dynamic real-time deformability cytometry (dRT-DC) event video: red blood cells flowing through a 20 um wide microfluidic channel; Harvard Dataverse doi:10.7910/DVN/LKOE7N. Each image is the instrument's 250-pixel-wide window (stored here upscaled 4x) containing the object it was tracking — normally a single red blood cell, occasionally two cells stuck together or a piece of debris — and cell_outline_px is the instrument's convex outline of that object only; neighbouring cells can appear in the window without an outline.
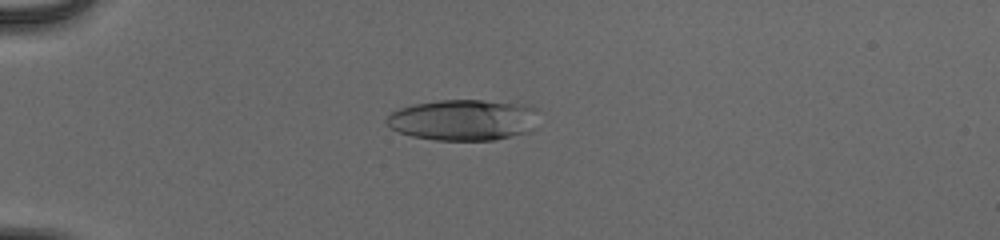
{"species": "human", "species_latin": "Homo sapiens", "temperature_condition": "cold", "stored_images_in_passage": 55, "camera_frame_rate_fps": 3000, "um_per_image_px": 0.085, "donor": {"sex": "male"}, "frame": {"image": 1, "passage_image": 17, "time_ms": 5.333, "image_size_px": [1000, 240], "cell_outline_px": [[536, 128], [532, 132], [492, 140], [436, 140], [412, 136], [400, 132], [392, 128], [384, 120], [392, 112], [400, 108], [416, 104], [440, 100], [484, 100], [528, 104], [536, 108]], "centroid_in_image_um": [39.45, 10.19], "position_along_channel_um": 45.5, "area_um2": 36.59}}
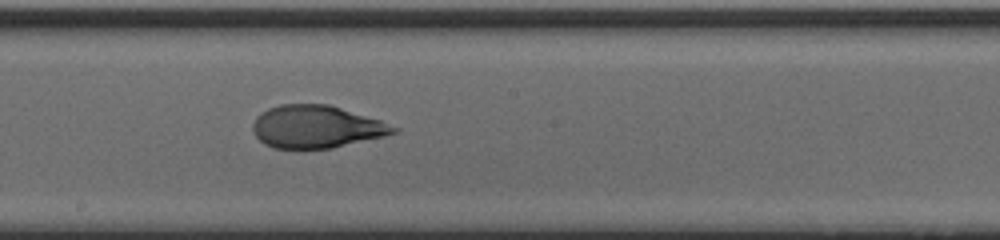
{"frame": {"image": 2, "passage_image": 33, "time_ms": 10.667, "image_size_px": [1000, 240], "cell_outline_px": [[400, 128], [396, 132], [384, 136], [332, 148], [272, 148], [264, 144], [256, 136], [252, 128], [252, 124], [256, 116], [268, 108], [280, 104], [328, 104], [380, 120]], "centroid_in_image_um": [26.87, 10.77], "position_along_channel_um": 221.3, "area_um2": 34.8}}
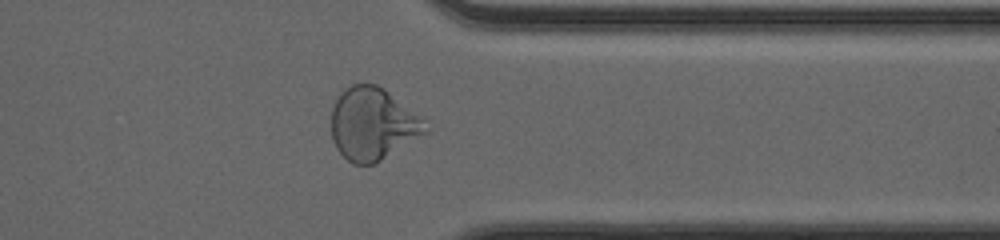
{"frame": {"image": 3, "passage_image": 45, "time_ms": 14.667, "image_size_px": [1000, 240], "cell_outline_px": [[432, 128], [428, 132], [380, 160], [372, 164], [352, 164], [336, 148], [332, 140], [332, 108], [340, 92], [352, 84], [376, 84], [384, 88], [420, 116]], "centroid_in_image_um": [31.69, 10.53], "position_along_channel_um": 379.7, "area_um2": 39.59}, "authors_computed_cell_mechanics": {"area_um2": 37.1654, "velocity_mm_per_s": 4.0061, "shape_relaxation_time_tau1_ms": 5.4232, "shape_relaxation_time_tau2_ms": 0.9165, "deformation_change_tau1": 0.2731, "deformation_change_tau2": 0.0638}}